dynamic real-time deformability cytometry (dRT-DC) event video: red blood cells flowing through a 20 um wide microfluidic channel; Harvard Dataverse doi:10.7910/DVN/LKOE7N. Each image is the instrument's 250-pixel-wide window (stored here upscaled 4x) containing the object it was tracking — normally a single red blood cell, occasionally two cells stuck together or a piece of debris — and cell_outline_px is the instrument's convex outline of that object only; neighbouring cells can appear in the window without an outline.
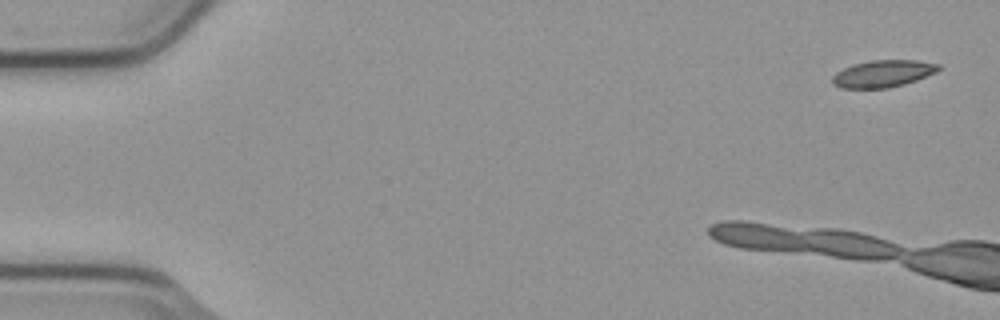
{"species": "common noctule bat (a hibernating species)", "species_latin": "Nyctalus noctula", "temperature_condition": "cold", "stored_images_in_passage": 7, "camera_frame_rate_fps": 3000, "um_per_image_px": 0.085, "animal": {"sex": "male", "body_mass_g": 23.1, "forearm_length_mm": 52.7}, "frame": {"image": 1, "passage_image": 1, "time_ms": 0.0, "image_size_px": [1000, 320], "cell_outline_px": [[940, 68], [936, 72], [916, 80], [904, 84], [888, 88], [840, 88], [832, 84], [832, 76], [836, 72], [852, 64], [872, 60], [916, 60], [940, 64]], "centroid_in_image_um": [75.03, 6.26], "position_along_channel_um": 10.0, "area_um2": 16.76}}